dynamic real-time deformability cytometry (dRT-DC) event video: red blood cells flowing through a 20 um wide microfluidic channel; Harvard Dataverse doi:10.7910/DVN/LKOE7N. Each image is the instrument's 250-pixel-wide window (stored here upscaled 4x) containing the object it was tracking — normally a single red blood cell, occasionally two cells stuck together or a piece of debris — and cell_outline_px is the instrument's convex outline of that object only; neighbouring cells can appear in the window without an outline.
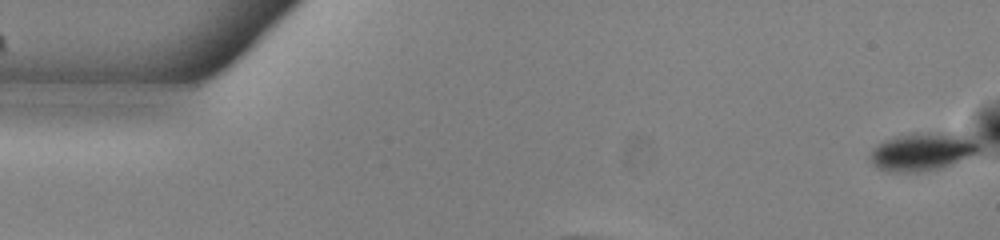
{"species": "common noctule bat (a hibernating species)", "species_latin": "Nyctalus noctula", "temperature_condition": "warm", "stored_images_in_passage": 54, "camera_frame_rate_fps": 3000, "um_per_image_px": 0.085, "animal": {"sex": "male", "body_mass_g": 13.0, "forearm_length_mm": 53.1}, "frame": {"image": 1, "passage_image": 1, "time_ms": 0.0, "image_size_px": [1000, 240], "cell_outline_px": [[980, 148], [976, 152], [952, 164], [940, 168], [920, 172], [888, 172], [876, 168], [872, 164], [868, 156], [872, 148], [896, 136], [912, 132], [952, 132], [964, 136], [980, 144]], "centroid_in_image_um": [78.34, 12.89], "position_along_channel_um": 6.7, "area_um2": 24.16}}
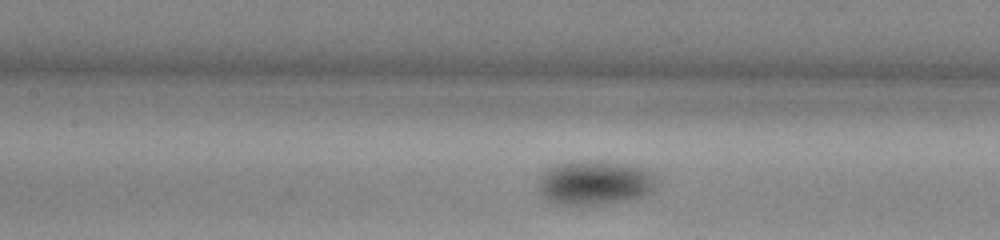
{"frame": {"image": 2, "passage_image": 24, "time_ms": 7.667, "image_size_px": [1000, 240], "cell_outline_px": [[656, 184], [652, 192], [644, 196], [628, 200], [588, 204], [556, 204], [548, 200], [540, 192], [536, 180], [548, 168], [556, 164], [580, 160], [588, 160], [628, 164], [648, 168], [656, 172]], "centroid_in_image_um": [50.59, 15.5], "position_along_channel_um": 156.8, "area_um2": 30.81}}
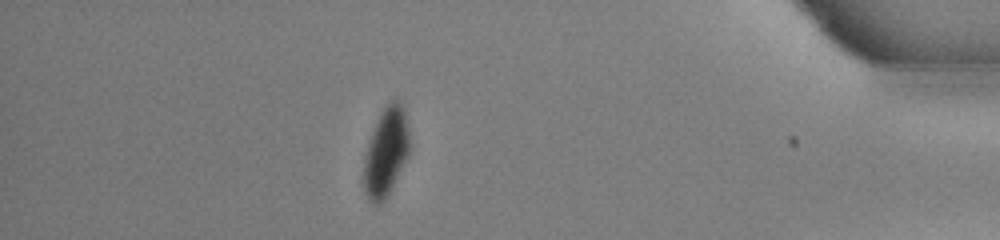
{"frame": {"image": 3, "passage_image": 47, "time_ms": 15.333, "image_size_px": [1000, 240], "cell_outline_px": [[408, 152], [388, 196], [380, 204], [372, 204], [368, 200], [364, 192], [364, 160], [368, 144], [376, 120], [384, 104], [392, 100], [400, 100], [404, 112], [408, 128]], "centroid_in_image_um": [32.77, 12.92], "position_along_channel_um": 402.4, "area_um2": 23.29}, "authors_computed_cell_mechanics": {"area_um2": 26.4435, "velocity_mm_per_s": 3.8315, "shape_relaxation_time_tau1_ms": 3.1234, "shape_relaxation_time_tau2_ms": null, "deformation_change_tau1": 0.0959, "deformation_change_tau2": null}}